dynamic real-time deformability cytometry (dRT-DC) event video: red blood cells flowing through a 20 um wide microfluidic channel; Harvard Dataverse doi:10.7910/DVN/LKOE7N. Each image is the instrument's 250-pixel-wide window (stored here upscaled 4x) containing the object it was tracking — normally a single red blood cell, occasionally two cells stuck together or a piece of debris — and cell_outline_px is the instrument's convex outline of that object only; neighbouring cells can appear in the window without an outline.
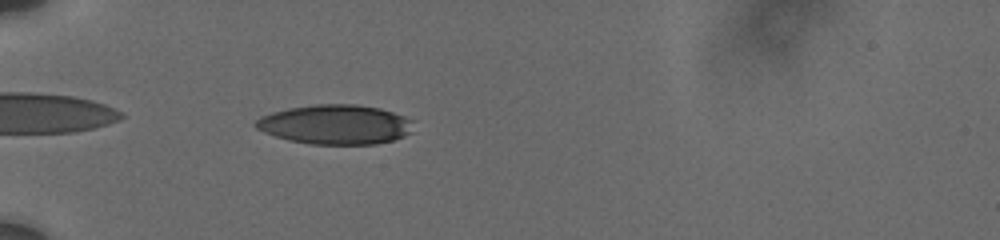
{"species": "human", "species_latin": "Homo sapiens", "temperature_condition": "cold", "stored_images_in_passage": 38, "camera_frame_rate_fps": 3000, "um_per_image_px": 0.085, "donor": {"sex": "male"}, "frame": {"image": 1, "passage_image": 1, "time_ms": 0.0, "image_size_px": [1000, 240], "cell_outline_px": [[412, 132], [404, 136], [392, 140], [376, 144], [308, 144], [288, 140], [264, 132], [256, 128], [252, 124], [260, 116], [272, 112], [288, 108], [316, 104], [356, 104], [380, 108], [404, 116], [412, 120]], "centroid_in_image_um": [28.49, 10.58], "position_along_channel_um": 56.5, "area_um2": 36.47}}
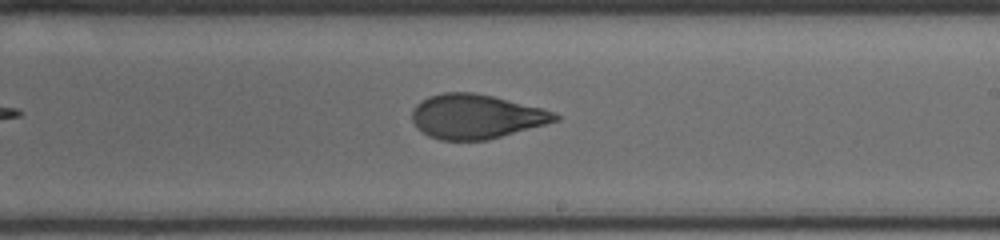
{"frame": {"image": 2, "passage_image": 17, "time_ms": 5.667, "image_size_px": [1000, 240], "cell_outline_px": [[560, 120], [488, 140], [440, 140], [428, 136], [416, 128], [412, 120], [412, 108], [420, 100], [428, 96], [444, 92], [472, 92], [492, 96], [544, 108], [560, 116]], "centroid_in_image_um": [40.43, 9.9], "position_along_channel_um": 248.6, "area_um2": 37.17}}
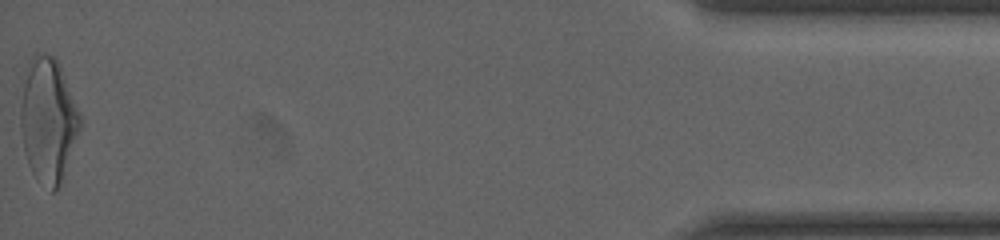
{"frame": {"image": 3, "passage_image": 38, "time_ms": 12.667, "image_size_px": [1000, 240], "cell_outline_px": [[84, 120], [64, 180], [52, 192], [32, 172], [28, 164], [24, 152], [20, 132], [20, 112], [24, 84], [28, 60], [36, 52], [44, 52], [52, 56], [60, 64]], "centroid_in_image_um": [4.13, 10.21], "position_along_channel_um": 431.1, "area_um2": 43.93}, "authors_computed_cell_mechanics": {"area_um2": 37.6567, "velocity_mm_per_s": 3.737, "shape_relaxation_time_tau1_ms": 5.6893, "shape_relaxation_time_tau2_ms": 1.2597, "deformation_change_tau1": 0.2013, "deformation_change_tau2": 0.0806}}